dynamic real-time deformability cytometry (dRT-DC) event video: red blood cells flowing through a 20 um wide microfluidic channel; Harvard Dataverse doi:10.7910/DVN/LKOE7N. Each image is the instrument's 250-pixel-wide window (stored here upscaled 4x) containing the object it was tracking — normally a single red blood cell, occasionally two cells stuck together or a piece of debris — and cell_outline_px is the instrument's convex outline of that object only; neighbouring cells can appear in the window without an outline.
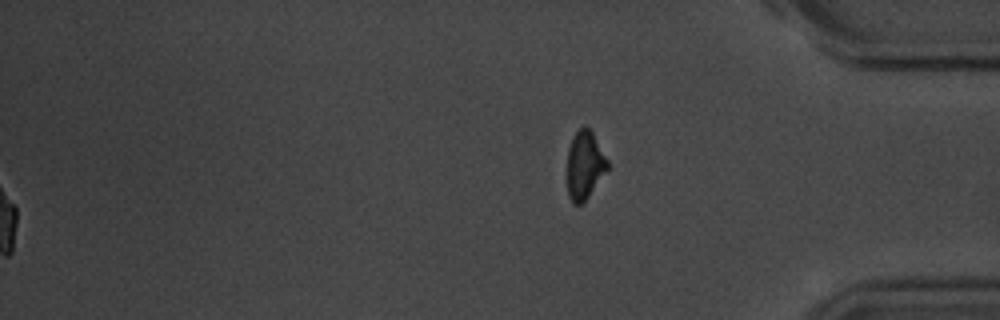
{"species": "common noctule bat (a hibernating species)", "species_latin": "Nyctalus noctula", "temperature_condition": "room temperature", "stored_images_in_passage": 57, "segment_of_instrument_passage": [2, 2], "camera_frame_rate_fps": 3000, "um_per_image_px": 0.085, "animal": {"sex": "male", "body_mass_g": 20.1, "forearm_length_mm": 53.5}, "frame": {"image": 1, "passage_image": 57, "time_ms": 18.667, "image_size_px": [1000, 320], "cell_outline_px": [[608, 168], [588, 196], [580, 204], [572, 204], [568, 196], [568, 148], [572, 136], [580, 128], [588, 128], [592, 132], [608, 160]], "centroid_in_image_um": [49.68, 14.03], "position_along_channel_um": 385.5, "area_um2": 15.66}}